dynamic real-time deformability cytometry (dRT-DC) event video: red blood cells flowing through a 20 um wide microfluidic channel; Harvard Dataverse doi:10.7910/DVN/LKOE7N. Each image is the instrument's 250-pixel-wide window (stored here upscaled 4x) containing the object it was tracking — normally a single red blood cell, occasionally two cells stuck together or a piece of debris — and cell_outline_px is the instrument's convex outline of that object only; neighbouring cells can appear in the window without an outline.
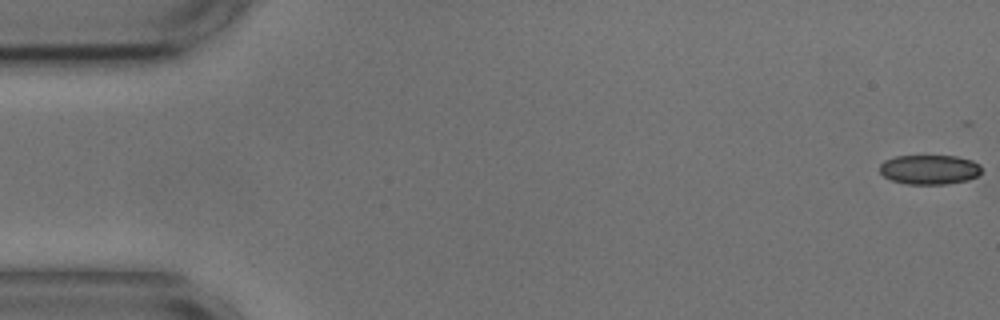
{"species": "common noctule bat (a hibernating species)", "species_latin": "Nyctalus noctula", "temperature_condition": "cold", "stored_images_in_passage": 49, "camera_frame_rate_fps": 3000, "um_per_image_px": 0.085, "animal": {"sex": "male", "body_mass_g": 17.9, "forearm_length_mm": 54.2}, "frame": {"image": 1, "passage_image": 1, "time_ms": 0.0, "image_size_px": [1000, 320], "cell_outline_px": [[980, 172], [976, 176], [968, 180], [948, 184], [904, 184], [892, 180], [884, 176], [880, 172], [880, 164], [884, 160], [896, 156], [956, 156], [972, 160], [980, 164]], "centroid_in_image_um": [78.99, 14.41], "position_along_channel_um": 6.0, "area_um2": 17.57}}
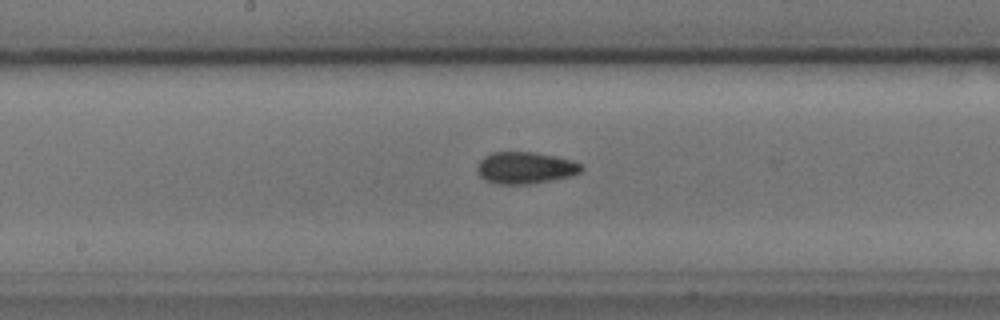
{"frame": {"image": 2, "passage_image": 28, "time_ms": 9.0, "image_size_px": [1000, 320], "cell_outline_px": [[584, 168], [580, 172], [572, 176], [532, 184], [496, 184], [484, 180], [476, 172], [476, 168], [480, 160], [484, 156], [492, 152], [536, 152], [572, 160], [580, 164]], "centroid_in_image_um": [44.62, 14.27], "position_along_channel_um": 203.6, "area_um2": 19.54}}
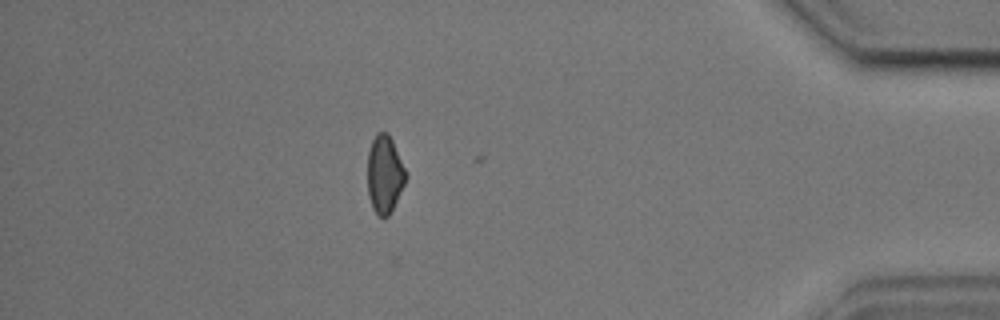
{"frame": {"image": 3, "passage_image": 48, "time_ms": 15.667, "image_size_px": [1000, 320], "cell_outline_px": [[408, 176], [388, 216], [384, 220], [372, 208], [368, 196], [368, 152], [372, 140], [376, 132], [388, 132], [392, 140]], "centroid_in_image_um": [32.68, 14.81], "position_along_channel_um": 402.5, "area_um2": 17.22}, "authors_computed_cell_mechanics": {"area_um2": 18.6694, "velocity_mm_per_s": 3.6644, "shape_relaxation_time_tau1_ms": 7.8794, "shape_relaxation_time_tau2_ms": 4.3289, "deformation_change_tau1": 0.1127, "deformation_change_tau2": 0.0872}}